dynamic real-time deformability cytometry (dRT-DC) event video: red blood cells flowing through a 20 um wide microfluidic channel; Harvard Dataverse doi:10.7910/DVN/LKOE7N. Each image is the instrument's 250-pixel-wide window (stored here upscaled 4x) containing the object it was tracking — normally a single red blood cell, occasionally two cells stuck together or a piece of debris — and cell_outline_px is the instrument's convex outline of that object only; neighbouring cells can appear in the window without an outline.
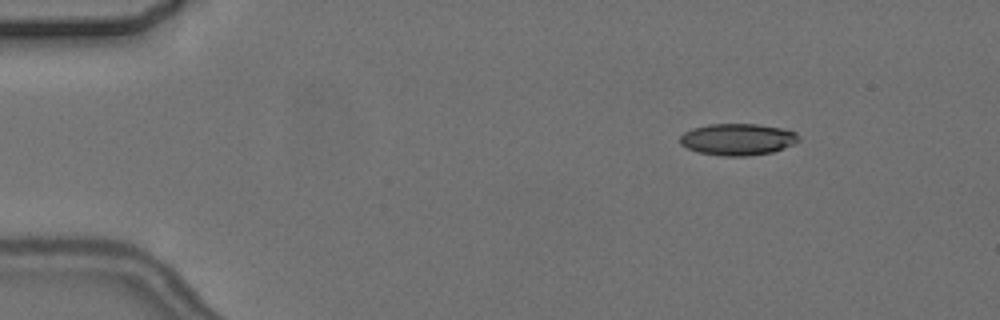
{"species": "common noctule bat (a hibernating species)", "species_latin": "Nyctalus noctula", "temperature_condition": "cold", "stored_images_in_passage": 4, "camera_frame_rate_fps": 3000, "um_per_image_px": 0.085, "animal": {"sex": "female", "body_mass_g": 24.6, "forearm_length_mm": 56.2}, "frame": {"image": 1, "passage_image": 1, "time_ms": 0.0, "image_size_px": [1000, 320], "cell_outline_px": [[800, 140], [784, 148], [772, 152], [748, 156], [724, 156], [700, 152], [688, 148], [680, 144], [680, 136], [684, 132], [692, 128], [708, 124], [756, 124], [780, 128], [796, 132]], "centroid_in_image_um": [62.69, 11.84], "position_along_channel_um": 22.3, "area_um2": 21.79}}